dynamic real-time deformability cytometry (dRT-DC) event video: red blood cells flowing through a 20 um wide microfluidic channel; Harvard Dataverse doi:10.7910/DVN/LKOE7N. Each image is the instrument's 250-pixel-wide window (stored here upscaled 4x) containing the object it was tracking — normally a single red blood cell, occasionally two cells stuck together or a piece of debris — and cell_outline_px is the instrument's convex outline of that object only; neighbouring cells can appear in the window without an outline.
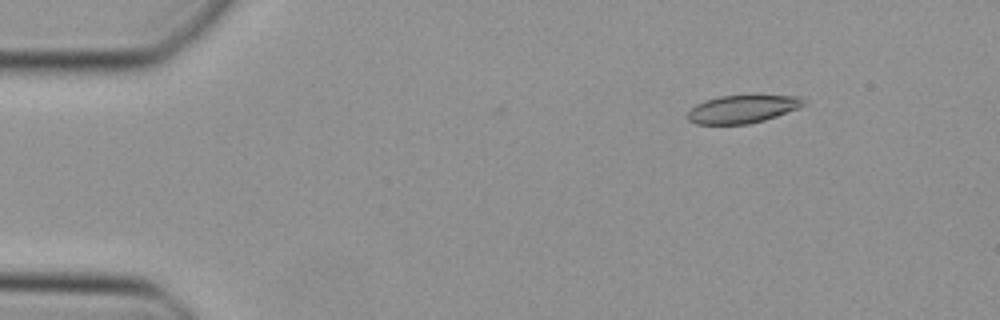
{"species": "Egyptian fruit bat (a non-hibernating species)", "species_latin": "Rousettus aegyptiacus", "temperature_condition": "cold", "stored_images_in_passage": 5, "camera_frame_rate_fps": 3000, "um_per_image_px": 0.085, "animal": {"sex": "female"}, "frame": {"image": 1, "passage_image": 5, "time_ms": 1.333, "image_size_px": [1000, 320], "cell_outline_px": [[808, 100], [804, 104], [796, 108], [776, 116], [764, 120], [748, 124], [696, 124], [688, 120], [688, 112], [696, 104], [720, 96], [800, 96]], "centroid_in_image_um": [63.1, 9.28], "position_along_channel_um": 21.9, "area_um2": 18.5}}